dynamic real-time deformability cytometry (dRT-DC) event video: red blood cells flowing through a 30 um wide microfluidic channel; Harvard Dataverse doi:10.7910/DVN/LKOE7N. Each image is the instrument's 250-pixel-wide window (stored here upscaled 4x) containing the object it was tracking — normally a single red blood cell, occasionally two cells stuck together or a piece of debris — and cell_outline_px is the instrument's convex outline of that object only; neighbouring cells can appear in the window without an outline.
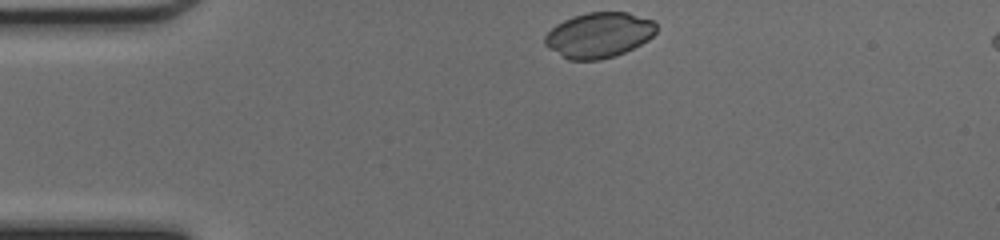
{"species": "common noctule bat (a hibernating species)", "species_latin": "Nyctalus noctula", "temperature_condition": "cold", "stored_images_in_passage": 34, "camera_frame_rate_fps": 3000, "um_per_image_px": 0.085, "animal": {"sex": "female", "body_mass_g": 17.0, "forearm_length_mm": 48.0}, "frame": {"image": 1, "passage_image": 1, "time_ms": 0.0, "image_size_px": [1000, 240], "cell_outline_px": [[656, 32], [648, 40], [616, 56], [600, 60], [568, 60], [548, 48], [544, 44], [544, 36], [556, 24], [572, 16], [588, 12], [628, 12], [652, 20], [656, 24]], "centroid_in_image_um": [50.89, 2.98], "position_along_channel_um": 34.1, "area_um2": 29.48}}
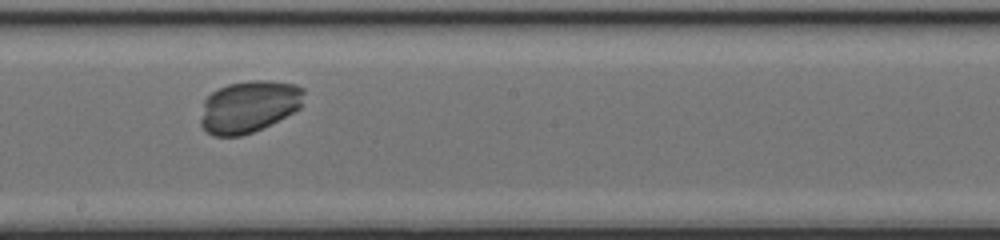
{"frame": {"image": 2, "passage_image": 18, "time_ms": 5.667, "image_size_px": [1000, 240], "cell_outline_px": [[304, 92], [300, 108], [252, 132], [240, 136], [212, 136], [200, 124], [200, 120], [204, 100], [212, 92], [228, 84], [248, 80], [268, 80], [296, 84], [304, 88]], "centroid_in_image_um": [21.14, 9.04], "position_along_channel_um": 227.1, "area_um2": 31.04}}
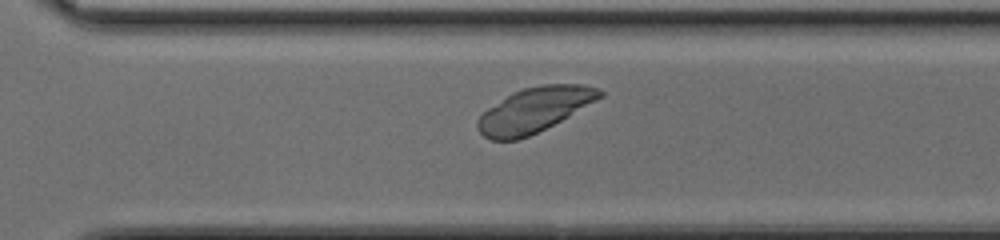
{"frame": {"image": 3, "passage_image": 25, "time_ms": 8.0, "image_size_px": [1000, 240], "cell_outline_px": [[604, 96], [568, 116], [520, 140], [492, 140], [484, 136], [476, 128], [476, 120], [488, 108], [512, 92], [524, 88], [544, 84], [584, 84], [600, 88], [604, 92]], "centroid_in_image_um": [45.42, 9.33], "position_along_channel_um": 325.2, "area_um2": 31.62}}